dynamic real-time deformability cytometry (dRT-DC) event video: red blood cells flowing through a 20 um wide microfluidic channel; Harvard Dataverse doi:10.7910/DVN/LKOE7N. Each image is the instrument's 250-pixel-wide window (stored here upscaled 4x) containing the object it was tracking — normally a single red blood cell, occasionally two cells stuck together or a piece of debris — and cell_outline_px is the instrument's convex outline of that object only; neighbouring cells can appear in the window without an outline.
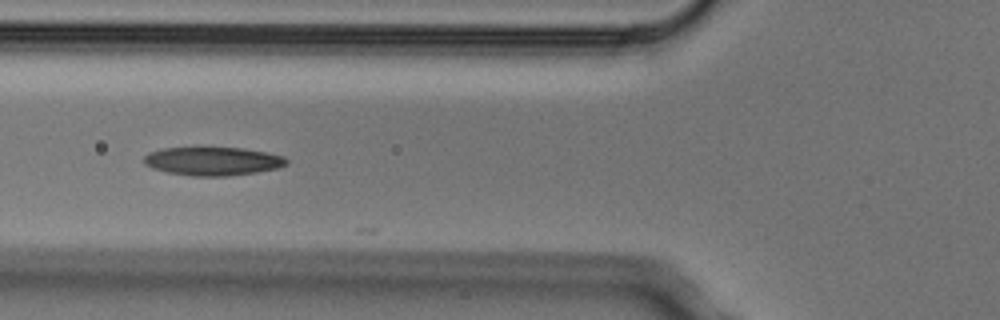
{"species": "Egyptian fruit bat (a non-hibernating species)", "species_latin": "Rousettus aegyptiacus", "temperature_condition": "cold", "stored_images_in_passage": 5, "camera_frame_rate_fps": 3000, "um_per_image_px": 0.085, "animal": {"sex": "male"}, "frame": {"image": 1, "passage_image": 5, "time_ms": 1.333, "image_size_px": [1000, 320], "cell_outline_px": [[288, 164], [276, 168], [256, 172], [228, 176], [192, 176], [168, 172], [152, 168], [144, 164], [144, 156], [148, 152], [164, 148], [244, 148], [284, 156], [288, 160]], "centroid_in_image_um": [18.08, 13.7], "position_along_channel_um": 107.7, "area_um2": 23.52}}